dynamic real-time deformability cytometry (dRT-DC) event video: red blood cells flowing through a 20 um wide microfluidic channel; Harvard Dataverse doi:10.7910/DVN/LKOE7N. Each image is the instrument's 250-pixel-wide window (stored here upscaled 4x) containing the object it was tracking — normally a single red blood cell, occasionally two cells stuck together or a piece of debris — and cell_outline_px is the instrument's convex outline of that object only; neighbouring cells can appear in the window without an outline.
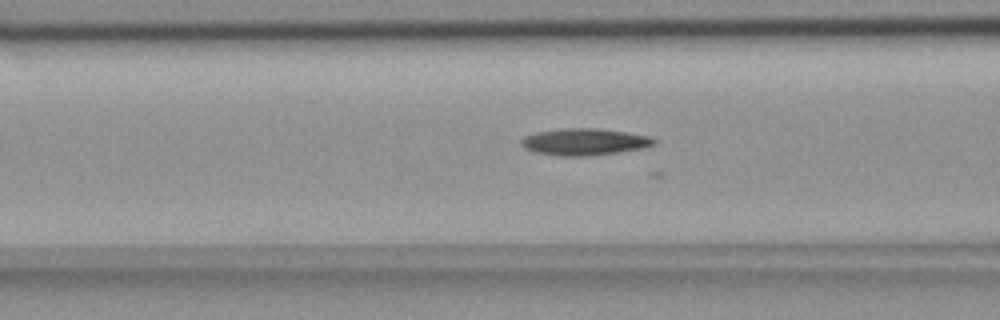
{"species": "common noctule bat (a hibernating species)", "species_latin": "Nyctalus noctula", "temperature_condition": "room temperature", "stored_images_in_passage": 34, "camera_frame_rate_fps": 3000, "um_per_image_px": 0.085, "animal": {"sex": "female", "body_mass_g": 18.4}, "frame": {"image": 1, "passage_image": 21, "time_ms": 6.667, "image_size_px": [1000, 320], "cell_outline_px": [[656, 140], [652, 144], [640, 148], [616, 152], [584, 156], [560, 156], [536, 152], [524, 148], [520, 144], [520, 140], [524, 136], [536, 132], [560, 128], [596, 128], [624, 132], [648, 136]], "centroid_in_image_um": [49.57, 12.04], "position_along_channel_um": 117.0, "area_um2": 20.4}}
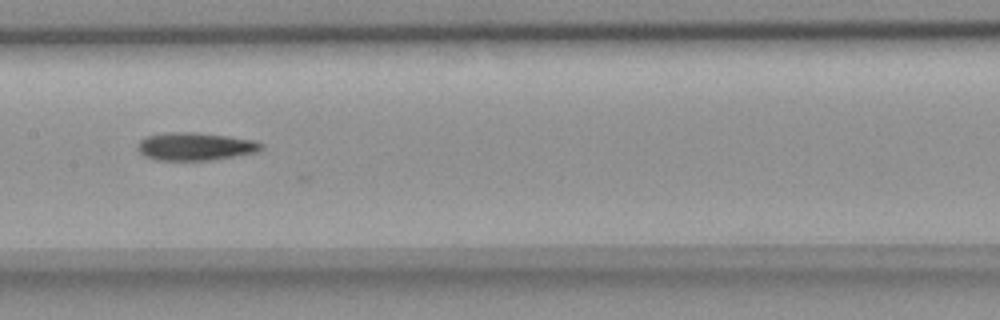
{"frame": {"image": 2, "passage_image": 27, "time_ms": 8.667, "image_size_px": [1000, 320], "cell_outline_px": [[264, 148], [256, 152], [212, 160], [156, 160], [144, 156], [136, 148], [136, 144], [140, 140], [148, 136], [168, 132], [192, 132], [228, 136], [256, 140], [264, 144]], "centroid_in_image_um": [16.6, 12.45], "position_along_channel_um": 190.8, "area_um2": 20.17}}
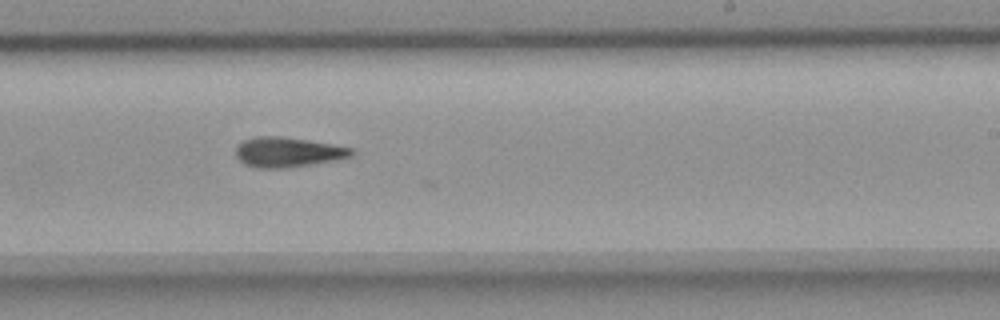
{"frame": {"image": 3, "passage_image": 33, "time_ms": 10.667, "image_size_px": [1000, 320], "cell_outline_px": [[356, 152], [352, 156], [336, 160], [288, 168], [256, 168], [244, 164], [236, 156], [236, 144], [244, 140], [256, 136], [280, 136], [308, 140], [332, 144], [352, 148]], "centroid_in_image_um": [24.45, 12.93], "position_along_channel_um": 264.5, "area_um2": 20.35}}